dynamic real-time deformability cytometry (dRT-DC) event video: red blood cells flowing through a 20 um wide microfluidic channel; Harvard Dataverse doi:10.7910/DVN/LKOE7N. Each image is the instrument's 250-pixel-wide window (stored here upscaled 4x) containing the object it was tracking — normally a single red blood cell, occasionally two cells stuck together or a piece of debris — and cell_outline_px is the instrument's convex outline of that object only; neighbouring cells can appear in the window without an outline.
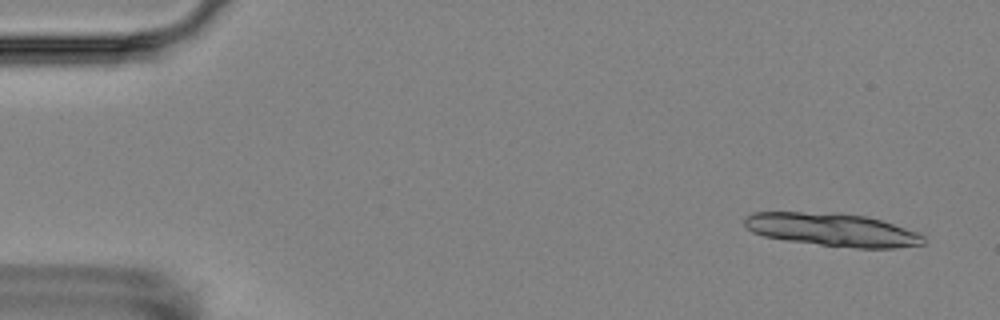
{"species": "Egyptian fruit bat (a non-hibernating species)", "species_latin": "Rousettus aegyptiacus", "temperature_condition": "room temperature", "stored_images_in_passage": 3, "camera_frame_rate_fps": 3000, "um_per_image_px": 0.085, "animal": {"sex": "female"}, "frame": {"image": 1, "passage_image": 1, "time_ms": 0.0, "image_size_px": [1000, 320], "cell_outline_px": [[924, 244], [896, 248], [856, 248], [820, 244], [788, 240], [764, 236], [752, 232], [744, 224], [744, 220], [752, 212], [836, 212], [864, 216], [880, 220], [916, 232], [924, 236]], "centroid_in_image_um": [70.74, 19.52], "position_along_channel_um": 14.3, "area_um2": 34.16}}